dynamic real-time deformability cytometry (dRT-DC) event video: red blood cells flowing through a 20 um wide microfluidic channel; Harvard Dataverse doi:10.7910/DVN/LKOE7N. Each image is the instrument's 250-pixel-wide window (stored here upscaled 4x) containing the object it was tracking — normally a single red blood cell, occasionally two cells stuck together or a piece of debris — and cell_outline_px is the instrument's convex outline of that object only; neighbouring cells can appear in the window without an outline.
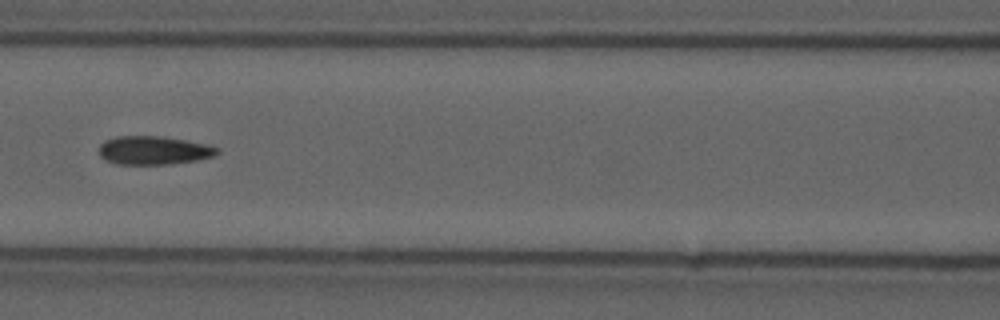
{"species": "common noctule bat (a hibernating species)", "species_latin": "Nyctalus noctula", "temperature_condition": "cold", "stored_images_in_passage": 6, "camera_frame_rate_fps": 3000, "um_per_image_px": 0.085, "animal": {"sex": "male", "forearm_length_mm": 52.5}, "frame": {"image": 1, "passage_image": 6, "time_ms": 1.667, "image_size_px": [1000, 320], "cell_outline_px": [[220, 152], [212, 156], [196, 160], [168, 164], [116, 164], [104, 160], [100, 156], [100, 144], [104, 140], [116, 136], [160, 136], [208, 144], [220, 148]], "centroid_in_image_um": [13.05, 12.77], "position_along_channel_um": 153.6, "area_um2": 19.65}}